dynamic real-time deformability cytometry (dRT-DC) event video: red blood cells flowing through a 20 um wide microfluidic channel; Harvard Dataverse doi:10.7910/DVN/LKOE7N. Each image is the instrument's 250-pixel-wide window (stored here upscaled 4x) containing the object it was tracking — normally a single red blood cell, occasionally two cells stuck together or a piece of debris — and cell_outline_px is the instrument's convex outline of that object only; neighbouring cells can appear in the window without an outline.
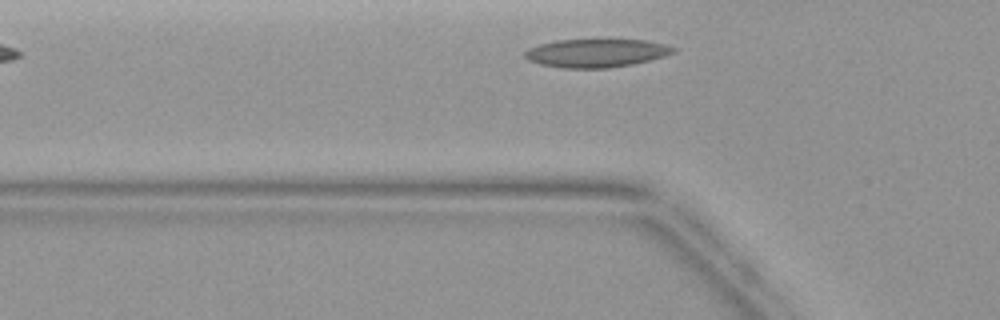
{"species": "common noctule bat (a hibernating species)", "species_latin": "Nyctalus noctula", "temperature_condition": "warm", "stored_images_in_passage": 2, "camera_frame_rate_fps": 3000, "um_per_image_px": 0.085, "animal": {"sex": "female", "body_mass_g": 19.9}, "frame": {"image": 1, "passage_image": 2, "time_ms": 1.333, "image_size_px": [1000, 320], "cell_outline_px": [[676, 52], [664, 56], [632, 64], [608, 68], [564, 68], [540, 64], [528, 60], [524, 56], [524, 52], [528, 48], [540, 44], [556, 40], [596, 36], [608, 36], [648, 40], [668, 44], [676, 48]], "centroid_in_image_um": [50.72, 4.43], "position_along_channel_um": 75.1, "area_um2": 26.01}}